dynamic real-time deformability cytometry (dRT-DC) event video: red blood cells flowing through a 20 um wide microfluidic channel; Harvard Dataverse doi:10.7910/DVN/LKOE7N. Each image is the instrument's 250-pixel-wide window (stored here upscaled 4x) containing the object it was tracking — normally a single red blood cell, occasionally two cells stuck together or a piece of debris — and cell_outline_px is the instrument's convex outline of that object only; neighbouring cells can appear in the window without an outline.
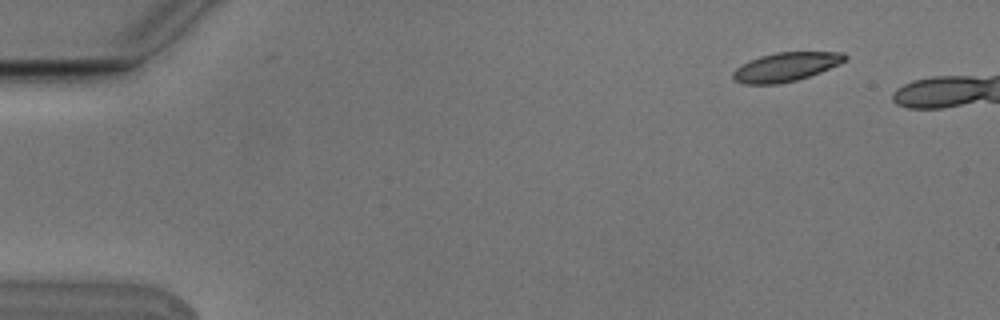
{"species": "Egyptian fruit bat (a non-hibernating species)", "species_latin": "Rousettus aegyptiacus", "temperature_condition": "cold", "stored_images_in_passage": 5, "camera_frame_rate_fps": 3000, "um_per_image_px": 0.085, "animal": {"sex": "male"}, "frame": {"image": 1, "passage_image": 1, "time_ms": 0.0, "image_size_px": [1000, 320], "cell_outline_px": [[848, 60], [840, 64], [820, 72], [796, 80], [776, 84], [744, 84], [732, 80], [732, 72], [736, 68], [748, 60], [760, 56], [776, 52], [844, 52], [848, 56]], "centroid_in_image_um": [66.79, 5.68], "position_along_channel_um": 18.2, "area_um2": 19.02}}